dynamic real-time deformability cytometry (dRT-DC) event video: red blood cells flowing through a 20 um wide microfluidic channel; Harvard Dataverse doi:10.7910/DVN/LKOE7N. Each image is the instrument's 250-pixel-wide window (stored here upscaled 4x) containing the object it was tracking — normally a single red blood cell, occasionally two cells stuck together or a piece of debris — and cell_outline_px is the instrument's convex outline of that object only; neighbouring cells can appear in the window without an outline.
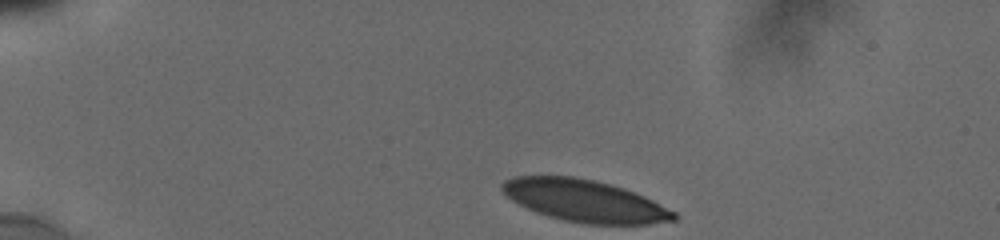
{"species": "human", "species_latin": "Homo sapiens", "temperature_condition": "cold", "stored_images_in_passage": 41, "camera_frame_rate_fps": 3000, "um_per_image_px": 0.085, "donor": {"sex": "male"}, "frame": {"image": 1, "passage_image": 1, "time_ms": 0.0, "image_size_px": [1000, 240], "cell_outline_px": [[676, 220], [648, 224], [584, 224], [564, 220], [548, 216], [536, 212], [512, 200], [500, 188], [500, 184], [504, 180], [516, 176], [572, 176], [596, 180], [612, 184], [624, 188], [644, 196], [676, 212]], "centroid_in_image_um": [49.7, 17.06], "position_along_channel_um": 35.3, "area_um2": 42.02}}
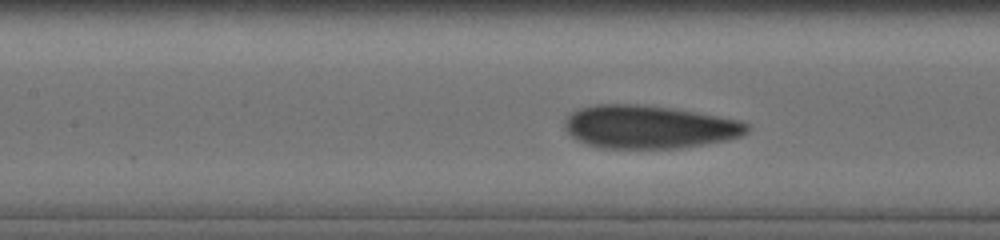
{"frame": {"image": 2, "passage_image": 24, "time_ms": 5.0, "image_size_px": [1000, 240], "cell_outline_px": [[748, 132], [740, 136], [728, 140], [680, 148], [600, 148], [576, 140], [564, 128], [564, 120], [576, 108], [596, 104], [644, 104], [672, 108], [740, 120], [748, 124]], "centroid_in_image_um": [55.13, 10.78], "position_along_channel_um": 152.3, "area_um2": 46.01}}
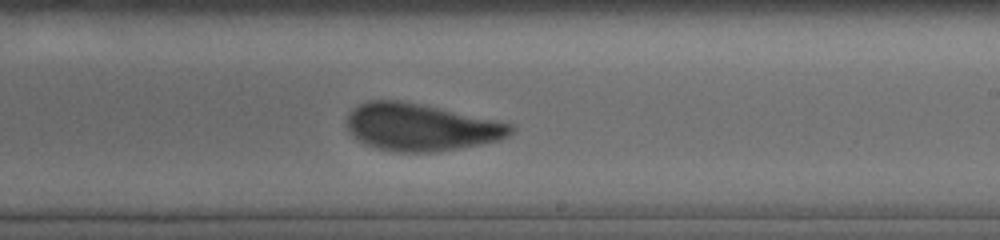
{"frame": {"image": 3, "passage_image": 40, "time_ms": 7.667, "image_size_px": [1000, 240], "cell_outline_px": [[516, 128], [508, 136], [500, 140], [480, 144], [436, 152], [392, 152], [376, 148], [364, 144], [352, 136], [348, 132], [348, 116], [352, 108], [368, 100], [400, 100], [512, 124]], "centroid_in_image_um": [35.72, 10.83], "position_along_channel_um": 253.3, "area_um2": 44.85}}